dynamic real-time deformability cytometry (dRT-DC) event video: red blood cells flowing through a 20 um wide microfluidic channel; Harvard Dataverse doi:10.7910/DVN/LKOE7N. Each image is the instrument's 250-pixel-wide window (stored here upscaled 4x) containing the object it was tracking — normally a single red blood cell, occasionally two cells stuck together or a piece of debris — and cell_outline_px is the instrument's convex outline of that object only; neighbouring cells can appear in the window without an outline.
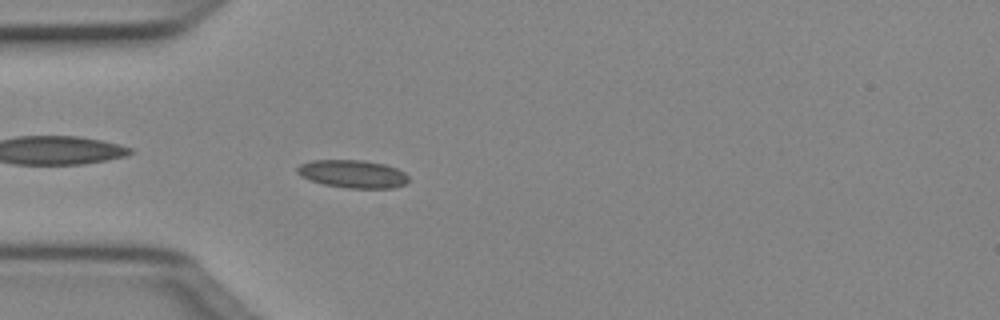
{"species": "Egyptian fruit bat (a non-hibernating species)", "species_latin": "Rousettus aegyptiacus", "temperature_condition": "cold", "stored_images_in_passage": 51, "camera_frame_rate_fps": 3000, "um_per_image_px": 0.085, "animal": {"sex": "female"}, "frame": {"image": 1, "passage_image": 15, "time_ms": 4.667, "image_size_px": [1000, 320], "cell_outline_px": [[408, 180], [404, 184], [392, 188], [348, 188], [324, 184], [300, 176], [296, 172], [296, 168], [300, 164], [312, 160], [364, 160], [384, 164], [396, 168], [404, 172], [408, 176]], "centroid_in_image_um": [29.97, 14.77], "position_along_channel_um": 55.0, "area_um2": 18.03}}
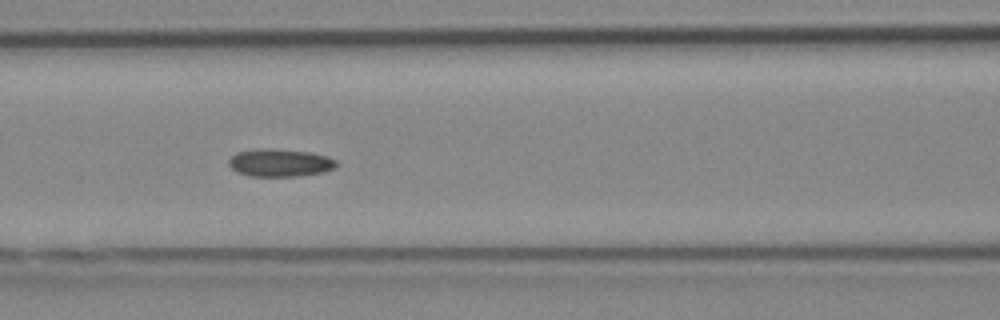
{"frame": {"image": 2, "passage_image": 22, "time_ms": 7.0, "image_size_px": [1000, 320], "cell_outline_px": [[336, 168], [324, 172], [296, 176], [252, 176], [236, 172], [228, 164], [228, 160], [236, 152], [268, 148], [308, 152], [324, 156], [336, 160]], "centroid_in_image_um": [23.77, 13.84], "position_along_channel_um": 142.8, "area_um2": 17.17}}
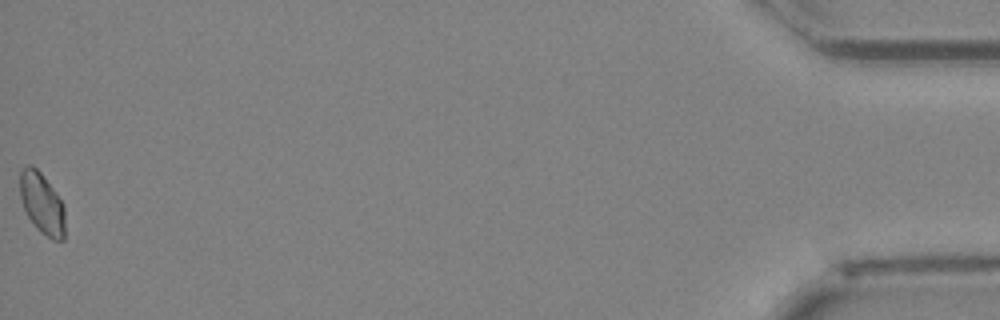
{"frame": {"image": 3, "passage_image": 51, "time_ms": 16.667, "image_size_px": [1000, 320], "cell_outline_px": [[64, 240], [52, 240], [40, 232], [36, 228], [28, 216], [24, 208], [20, 196], [20, 168], [28, 164], [32, 164], [40, 172], [56, 192], [64, 208]], "centroid_in_image_um": [3.55, 17.28], "position_along_channel_um": 431.7, "area_um2": 16.07}, "authors_computed_cell_mechanics": {"area_um2": 16.6464, "velocity_mm_per_s": 4.0198, "shape_relaxation_time_tau1_ms": null, "shape_relaxation_time_tau2_ms": 3.561, "deformation_change_tau1": null, "deformation_change_tau2": 0.0683}}